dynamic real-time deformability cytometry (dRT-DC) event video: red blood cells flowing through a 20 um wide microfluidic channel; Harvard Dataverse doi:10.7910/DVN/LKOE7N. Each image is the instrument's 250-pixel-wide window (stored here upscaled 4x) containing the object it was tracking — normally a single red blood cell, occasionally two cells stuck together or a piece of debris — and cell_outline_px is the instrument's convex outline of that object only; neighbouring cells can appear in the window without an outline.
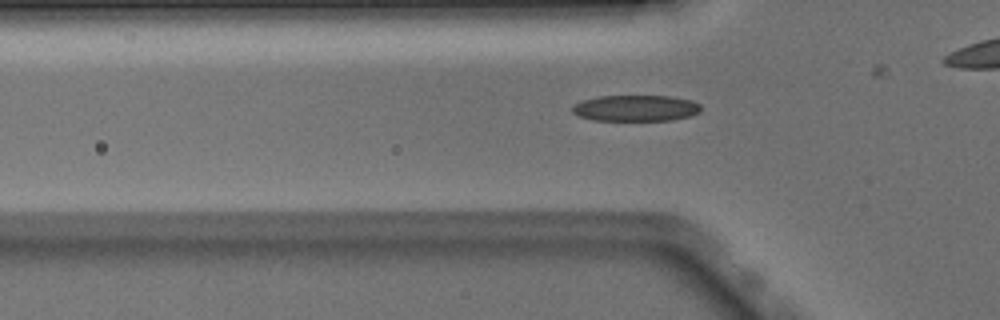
{"species": "Egyptian fruit bat (a non-hibernating species)", "species_latin": "Rousettus aegyptiacus", "temperature_condition": "warm", "stored_images_in_passage": 28, "camera_frame_rate_fps": 3000, "um_per_image_px": 0.085, "animal": {"sex": "male"}, "frame": {"image": 1, "passage_image": 3, "time_ms": 0.667, "image_size_px": [1000, 320], "cell_outline_px": [[700, 112], [688, 116], [672, 120], [592, 120], [580, 116], [572, 112], [572, 104], [580, 100], [600, 96], [668, 96], [692, 100], [700, 104]], "centroid_in_image_um": [54.0, 9.18], "position_along_channel_um": 71.8, "area_um2": 19.59}}
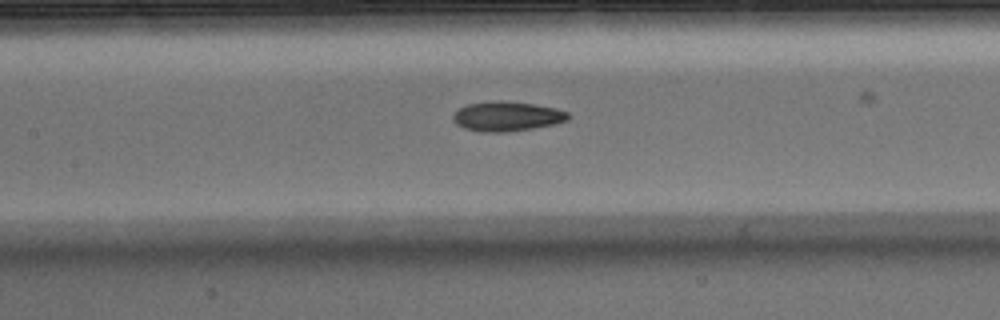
{"frame": {"image": 2, "passage_image": 10, "time_ms": 3.0, "image_size_px": [1000, 320], "cell_outline_px": [[568, 120], [556, 124], [508, 132], [480, 132], [464, 128], [456, 124], [452, 120], [452, 116], [456, 108], [468, 104], [492, 100], [504, 100], [532, 104], [556, 108], [568, 112]], "centroid_in_image_um": [43.04, 9.88], "position_along_channel_um": 164.4, "area_um2": 20.17}}
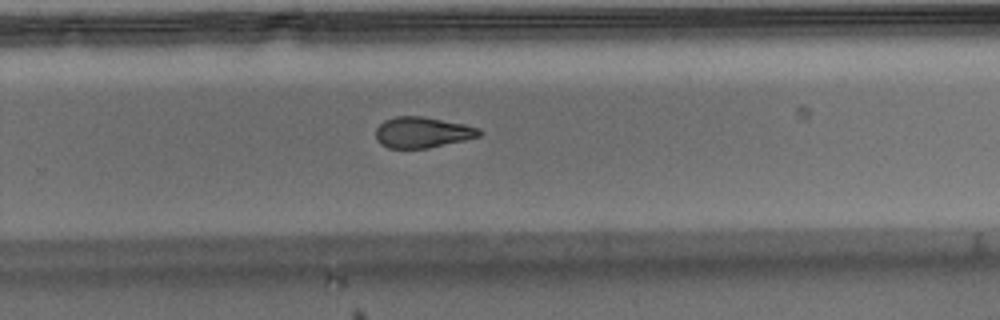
{"frame": {"image": 3, "passage_image": 20, "time_ms": 6.333, "image_size_px": [1000, 320], "cell_outline_px": [[484, 132], [480, 136], [464, 140], [428, 148], [388, 148], [380, 144], [376, 140], [376, 128], [384, 120], [396, 116], [424, 116], [464, 124], [480, 128]], "centroid_in_image_um": [35.91, 11.25], "position_along_channel_um": 293.9, "area_um2": 18.73}}